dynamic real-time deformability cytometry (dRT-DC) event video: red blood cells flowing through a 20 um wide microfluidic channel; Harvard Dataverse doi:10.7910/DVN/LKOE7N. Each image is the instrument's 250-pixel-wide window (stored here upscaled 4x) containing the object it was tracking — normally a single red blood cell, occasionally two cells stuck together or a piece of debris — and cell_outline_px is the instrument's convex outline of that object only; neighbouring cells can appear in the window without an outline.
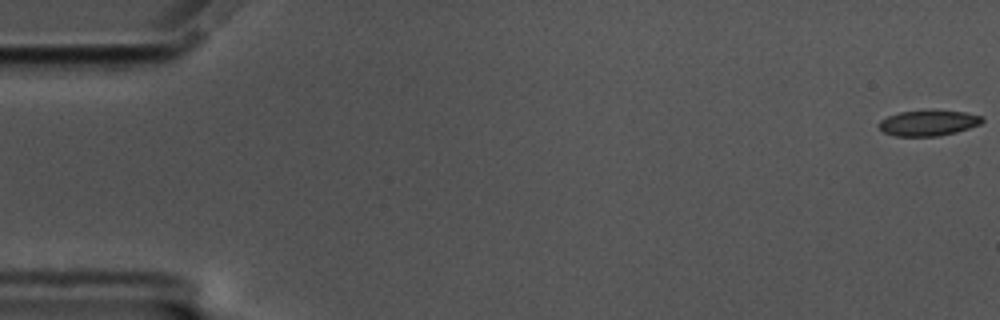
{"species": "common noctule bat (a hibernating species)", "species_latin": "Nyctalus noctula", "temperature_condition": "cold", "stored_images_in_passage": 58, "camera_frame_rate_fps": 3000, "um_per_image_px": 0.085, "animal": {"sex": "male", "body_mass_g": 17.5, "forearm_length_mm": 52.3}, "frame": {"image": 1, "passage_image": 1, "time_ms": 0.0, "image_size_px": [1000, 320], "cell_outline_px": [[984, 120], [980, 124], [956, 132], [940, 136], [896, 136], [884, 132], [880, 128], [880, 120], [888, 116], [900, 112], [932, 108], [936, 108], [964, 112], [984, 116]], "centroid_in_image_um": [78.95, 10.41], "position_along_channel_um": 6.0, "area_um2": 15.84}}
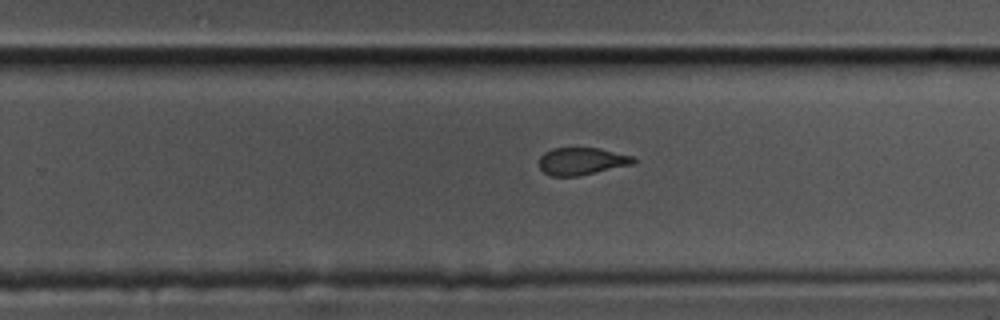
{"frame": {"image": 2, "passage_image": 37, "time_ms": 12.0, "image_size_px": [1000, 320], "cell_outline_px": [[636, 160], [632, 164], [576, 176], [552, 176], [544, 172], [540, 168], [540, 156], [544, 152], [552, 148], [600, 148], [632, 156]], "centroid_in_image_um": [49.41, 13.69], "position_along_channel_um": 280.4, "area_um2": 14.8}}
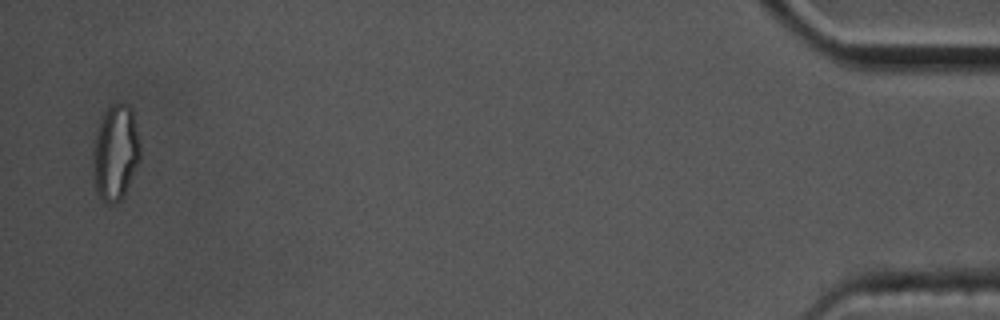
{"frame": {"image": 3, "passage_image": 57, "time_ms": 18.667, "image_size_px": [1000, 320], "cell_outline_px": [[140, 160], [124, 196], [120, 200], [112, 204], [104, 200], [100, 196], [96, 188], [92, 156], [92, 152], [96, 136], [104, 112], [112, 104], [128, 104], [132, 108], [140, 144]], "centroid_in_image_um": [9.84, 12.96], "position_along_channel_um": 425.4, "area_um2": 25.95}, "authors_computed_cell_mechanics": {"area_um2": 16.0973, "velocity_mm_per_s": 3.4901, "shape_relaxation_time_tau1_ms": 10.0719, "shape_relaxation_time_tau2_ms": 1.8406, "deformation_change_tau1": 0.2029, "deformation_change_tau2": 0.0803}}